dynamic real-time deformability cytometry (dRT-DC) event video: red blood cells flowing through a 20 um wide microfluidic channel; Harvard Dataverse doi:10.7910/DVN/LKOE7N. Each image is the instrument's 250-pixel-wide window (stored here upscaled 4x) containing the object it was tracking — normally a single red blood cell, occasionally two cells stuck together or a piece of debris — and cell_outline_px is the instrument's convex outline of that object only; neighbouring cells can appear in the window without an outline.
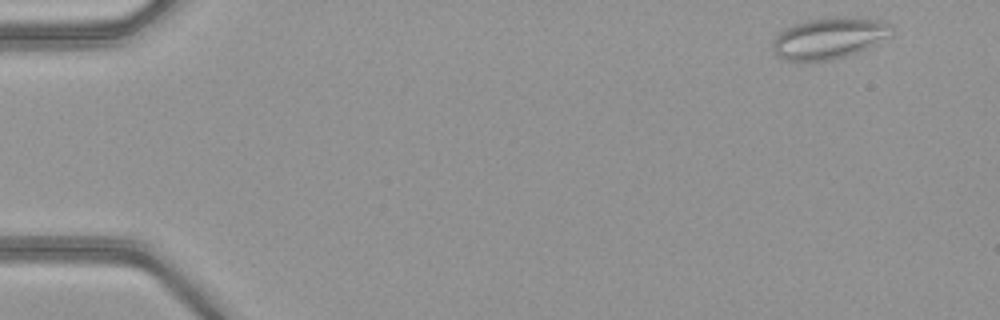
{"species": "common noctule bat (a hibernating species)", "species_latin": "Nyctalus noctula", "temperature_condition": "warm", "stored_images_in_passage": 49, "camera_frame_rate_fps": 3000, "um_per_image_px": 0.085, "animal": {"sex": "female", "body_mass_g": 21.9}, "frame": {"image": 1, "passage_image": 2, "time_ms": 0.333, "image_size_px": [1000, 320], "cell_outline_px": [[896, 32], [892, 36], [876, 44], [856, 52], [844, 56], [828, 60], [788, 60], [776, 56], [772, 48], [772, 40], [780, 32], [796, 24], [808, 20], [828, 16], [856, 16], [880, 20], [892, 24]], "centroid_in_image_um": [70.56, 3.2], "position_along_channel_um": 14.4, "area_um2": 28.9}}
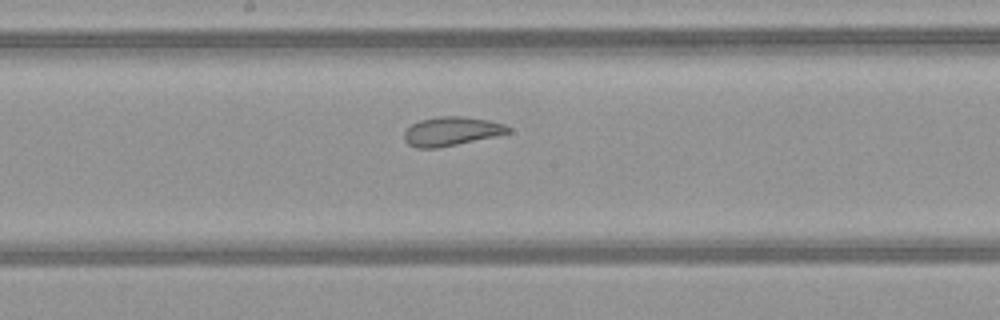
{"frame": {"image": 2, "passage_image": 26, "time_ms": 8.333, "image_size_px": [1000, 320], "cell_outline_px": [[512, 132], [456, 144], [436, 148], [416, 148], [408, 144], [404, 140], [404, 132], [412, 124], [420, 120], [440, 116], [464, 116], [488, 120], [504, 124], [512, 128]], "centroid_in_image_um": [38.36, 11.15], "position_along_channel_um": 209.8, "area_um2": 17.4}}
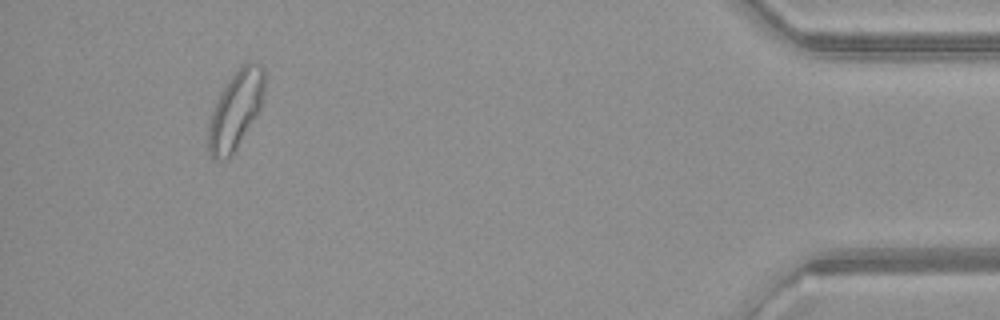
{"frame": {"image": 3, "passage_image": 46, "time_ms": 15.0, "image_size_px": [1000, 320], "cell_outline_px": [[264, 96], [260, 108], [236, 148], [224, 160], [216, 160], [208, 152], [208, 128], [212, 112], [224, 88], [232, 76], [248, 60], [252, 60], [260, 64], [264, 68]], "centroid_in_image_um": [20.05, 9.33], "position_along_channel_um": 415.2, "area_um2": 24.8}, "authors_computed_cell_mechanics": {"area_um2": 22.6576, "velocity_mm_per_s": 4.0638, "shape_relaxation_time_tau1_ms": null, "shape_relaxation_time_tau2_ms": 0.9527, "deformation_change_tau1": null, "deformation_change_tau2": 0.0619}}